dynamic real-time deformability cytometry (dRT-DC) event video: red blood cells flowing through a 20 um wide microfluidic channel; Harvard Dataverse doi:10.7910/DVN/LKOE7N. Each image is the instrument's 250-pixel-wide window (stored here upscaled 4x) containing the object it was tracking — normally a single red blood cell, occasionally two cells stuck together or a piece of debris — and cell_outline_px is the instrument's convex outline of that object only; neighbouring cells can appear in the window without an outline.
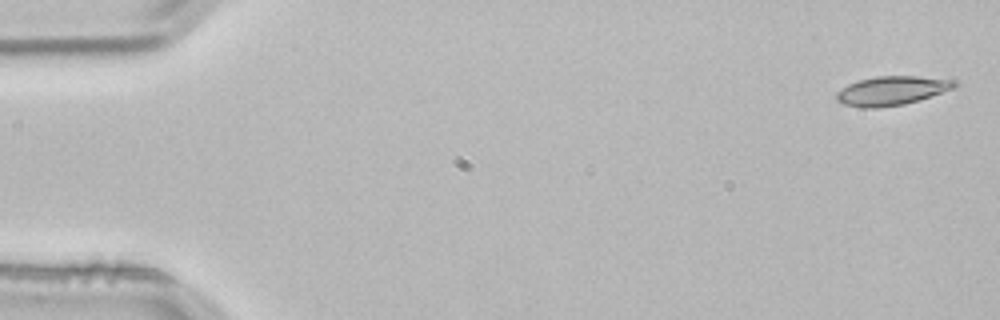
{"species": "common noctule bat (a hibernating species)", "species_latin": "Nyctalus noctula", "temperature_condition": "room temperature", "stored_images_in_passage": 4, "camera_frame_rate_fps": 3000, "um_per_image_px": 0.085, "animal": {"sex": "male", "body_mass_g": 21.5, "forearm_length_mm": 52.0}, "frame": {"image": 1, "passage_image": 1, "time_ms": 0.0, "image_size_px": [1000, 320], "cell_outline_px": [[956, 84], [952, 88], [920, 100], [904, 104], [880, 108], [860, 108], [844, 104], [836, 100], [836, 92], [848, 84], [860, 80], [876, 76], [916, 76], [956, 80]], "centroid_in_image_um": [75.75, 7.72], "position_along_channel_um": 9.3, "area_um2": 19.88}}
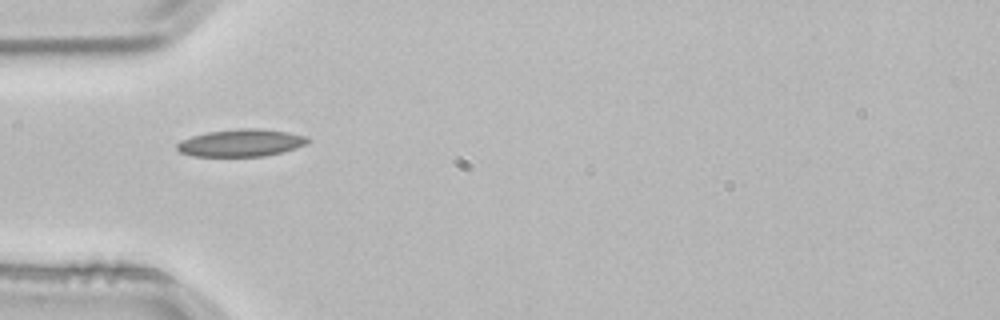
{"frame": {"image": 2, "passage_image": 4, "time_ms": 1.0, "image_size_px": [1000, 320], "cell_outline_px": [[308, 140], [304, 144], [296, 148], [264, 156], [192, 156], [180, 152], [176, 148], [176, 144], [180, 140], [192, 136], [208, 132], [240, 128], [256, 128], [288, 132], [308, 136]], "centroid_in_image_um": [20.45, 12.14], "position_along_channel_um": 64.5, "area_um2": 20.69}}